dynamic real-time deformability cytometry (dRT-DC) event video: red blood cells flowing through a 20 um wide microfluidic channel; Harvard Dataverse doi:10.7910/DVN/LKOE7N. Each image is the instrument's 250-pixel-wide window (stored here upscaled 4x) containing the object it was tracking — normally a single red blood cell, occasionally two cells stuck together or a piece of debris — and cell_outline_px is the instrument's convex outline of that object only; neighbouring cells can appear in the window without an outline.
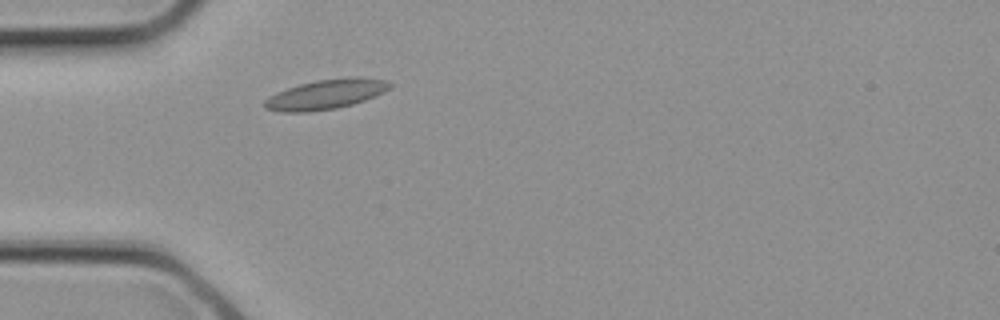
{"species": "common noctule bat (a hibernating species)", "species_latin": "Nyctalus noctula", "temperature_condition": "cold", "stored_images_in_passage": 3, "camera_frame_rate_fps": 3000, "um_per_image_px": 0.085, "animal": {"sex": "female", "body_mass_g": 21.9}, "frame": {"image": 1, "passage_image": 3, "time_ms": 0.667, "image_size_px": [1000, 320], "cell_outline_px": [[392, 88], [376, 96], [352, 104], [336, 108], [308, 112], [280, 112], [264, 108], [264, 100], [268, 96], [276, 92], [300, 84], [316, 80], [348, 76], [360, 76], [388, 80], [392, 84]], "centroid_in_image_um": [27.73, 8.0], "position_along_channel_um": 57.3, "area_um2": 22.08}}